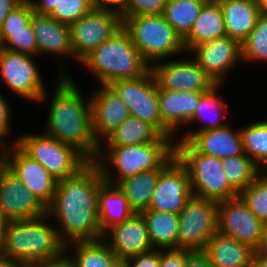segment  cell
<instances>
[{
	"instance_id": "cell-23",
	"label": "cell",
	"mask_w": 267,
	"mask_h": 267,
	"mask_svg": "<svg viewBox=\"0 0 267 267\" xmlns=\"http://www.w3.org/2000/svg\"><path fill=\"white\" fill-rule=\"evenodd\" d=\"M187 143L198 153L219 159L244 154L240 130L230 125L195 133Z\"/></svg>"
},
{
	"instance_id": "cell-30",
	"label": "cell",
	"mask_w": 267,
	"mask_h": 267,
	"mask_svg": "<svg viewBox=\"0 0 267 267\" xmlns=\"http://www.w3.org/2000/svg\"><path fill=\"white\" fill-rule=\"evenodd\" d=\"M163 136L154 126L134 116L126 120L109 133L99 146H126L149 142H160ZM106 143V144H105Z\"/></svg>"
},
{
	"instance_id": "cell-55",
	"label": "cell",
	"mask_w": 267,
	"mask_h": 267,
	"mask_svg": "<svg viewBox=\"0 0 267 267\" xmlns=\"http://www.w3.org/2000/svg\"><path fill=\"white\" fill-rule=\"evenodd\" d=\"M262 10V12H267V0H256Z\"/></svg>"
},
{
	"instance_id": "cell-32",
	"label": "cell",
	"mask_w": 267,
	"mask_h": 267,
	"mask_svg": "<svg viewBox=\"0 0 267 267\" xmlns=\"http://www.w3.org/2000/svg\"><path fill=\"white\" fill-rule=\"evenodd\" d=\"M70 249L75 251L74 254L70 253V256L76 267H110L117 258L102 238L70 243L66 245V251Z\"/></svg>"
},
{
	"instance_id": "cell-31",
	"label": "cell",
	"mask_w": 267,
	"mask_h": 267,
	"mask_svg": "<svg viewBox=\"0 0 267 267\" xmlns=\"http://www.w3.org/2000/svg\"><path fill=\"white\" fill-rule=\"evenodd\" d=\"M163 169L164 168H158L155 170L143 171L122 180L118 184L125 194L129 205L135 212L139 213L149 208L160 172Z\"/></svg>"
},
{
	"instance_id": "cell-43",
	"label": "cell",
	"mask_w": 267,
	"mask_h": 267,
	"mask_svg": "<svg viewBox=\"0 0 267 267\" xmlns=\"http://www.w3.org/2000/svg\"><path fill=\"white\" fill-rule=\"evenodd\" d=\"M11 107L0 93V148L9 145L6 142L7 135L11 132Z\"/></svg>"
},
{
	"instance_id": "cell-27",
	"label": "cell",
	"mask_w": 267,
	"mask_h": 267,
	"mask_svg": "<svg viewBox=\"0 0 267 267\" xmlns=\"http://www.w3.org/2000/svg\"><path fill=\"white\" fill-rule=\"evenodd\" d=\"M121 188L103 180L98 191V215L102 235L135 214Z\"/></svg>"
},
{
	"instance_id": "cell-47",
	"label": "cell",
	"mask_w": 267,
	"mask_h": 267,
	"mask_svg": "<svg viewBox=\"0 0 267 267\" xmlns=\"http://www.w3.org/2000/svg\"><path fill=\"white\" fill-rule=\"evenodd\" d=\"M30 5L33 6V9L35 12L40 14H49L54 6H55V0H27Z\"/></svg>"
},
{
	"instance_id": "cell-40",
	"label": "cell",
	"mask_w": 267,
	"mask_h": 267,
	"mask_svg": "<svg viewBox=\"0 0 267 267\" xmlns=\"http://www.w3.org/2000/svg\"><path fill=\"white\" fill-rule=\"evenodd\" d=\"M1 47L13 52L38 56L37 38L31 23L26 26V30L10 32V38Z\"/></svg>"
},
{
	"instance_id": "cell-36",
	"label": "cell",
	"mask_w": 267,
	"mask_h": 267,
	"mask_svg": "<svg viewBox=\"0 0 267 267\" xmlns=\"http://www.w3.org/2000/svg\"><path fill=\"white\" fill-rule=\"evenodd\" d=\"M244 63L267 62V12H263L251 33L242 43Z\"/></svg>"
},
{
	"instance_id": "cell-4",
	"label": "cell",
	"mask_w": 267,
	"mask_h": 267,
	"mask_svg": "<svg viewBox=\"0 0 267 267\" xmlns=\"http://www.w3.org/2000/svg\"><path fill=\"white\" fill-rule=\"evenodd\" d=\"M174 138L172 141V138L165 136L160 142L99 146V154L94 162L99 166L105 181L118 185L122 180L143 171L165 168L176 157ZM110 164L117 174L110 171Z\"/></svg>"
},
{
	"instance_id": "cell-41",
	"label": "cell",
	"mask_w": 267,
	"mask_h": 267,
	"mask_svg": "<svg viewBox=\"0 0 267 267\" xmlns=\"http://www.w3.org/2000/svg\"><path fill=\"white\" fill-rule=\"evenodd\" d=\"M167 0H127L120 11L122 21L127 17L163 14Z\"/></svg>"
},
{
	"instance_id": "cell-2",
	"label": "cell",
	"mask_w": 267,
	"mask_h": 267,
	"mask_svg": "<svg viewBox=\"0 0 267 267\" xmlns=\"http://www.w3.org/2000/svg\"><path fill=\"white\" fill-rule=\"evenodd\" d=\"M62 68H59L61 72H58L43 133L73 146L89 161H95L100 147L92 129L90 96L84 100L86 98H83L77 83Z\"/></svg>"
},
{
	"instance_id": "cell-42",
	"label": "cell",
	"mask_w": 267,
	"mask_h": 267,
	"mask_svg": "<svg viewBox=\"0 0 267 267\" xmlns=\"http://www.w3.org/2000/svg\"><path fill=\"white\" fill-rule=\"evenodd\" d=\"M186 259V249H160V267H185Z\"/></svg>"
},
{
	"instance_id": "cell-21",
	"label": "cell",
	"mask_w": 267,
	"mask_h": 267,
	"mask_svg": "<svg viewBox=\"0 0 267 267\" xmlns=\"http://www.w3.org/2000/svg\"><path fill=\"white\" fill-rule=\"evenodd\" d=\"M203 92L169 91L158 87L162 135L172 138L177 130L193 118ZM175 132V133H174Z\"/></svg>"
},
{
	"instance_id": "cell-24",
	"label": "cell",
	"mask_w": 267,
	"mask_h": 267,
	"mask_svg": "<svg viewBox=\"0 0 267 267\" xmlns=\"http://www.w3.org/2000/svg\"><path fill=\"white\" fill-rule=\"evenodd\" d=\"M203 251L214 267H253L255 249L219 232L208 240Z\"/></svg>"
},
{
	"instance_id": "cell-1",
	"label": "cell",
	"mask_w": 267,
	"mask_h": 267,
	"mask_svg": "<svg viewBox=\"0 0 267 267\" xmlns=\"http://www.w3.org/2000/svg\"><path fill=\"white\" fill-rule=\"evenodd\" d=\"M103 180L99 166L90 161L77 174L57 181L47 215L57 221L65 245L103 237L98 215V191Z\"/></svg>"
},
{
	"instance_id": "cell-19",
	"label": "cell",
	"mask_w": 267,
	"mask_h": 267,
	"mask_svg": "<svg viewBox=\"0 0 267 267\" xmlns=\"http://www.w3.org/2000/svg\"><path fill=\"white\" fill-rule=\"evenodd\" d=\"M102 239L117 258L128 259L154 249L145 220L137 212L126 221L109 228Z\"/></svg>"
},
{
	"instance_id": "cell-11",
	"label": "cell",
	"mask_w": 267,
	"mask_h": 267,
	"mask_svg": "<svg viewBox=\"0 0 267 267\" xmlns=\"http://www.w3.org/2000/svg\"><path fill=\"white\" fill-rule=\"evenodd\" d=\"M108 86L127 106L131 116L151 124L162 134L158 85L151 69L144 76L117 80Z\"/></svg>"
},
{
	"instance_id": "cell-52",
	"label": "cell",
	"mask_w": 267,
	"mask_h": 267,
	"mask_svg": "<svg viewBox=\"0 0 267 267\" xmlns=\"http://www.w3.org/2000/svg\"><path fill=\"white\" fill-rule=\"evenodd\" d=\"M110 267H130L128 259L116 258Z\"/></svg>"
},
{
	"instance_id": "cell-53",
	"label": "cell",
	"mask_w": 267,
	"mask_h": 267,
	"mask_svg": "<svg viewBox=\"0 0 267 267\" xmlns=\"http://www.w3.org/2000/svg\"><path fill=\"white\" fill-rule=\"evenodd\" d=\"M0 267H14L0 249Z\"/></svg>"
},
{
	"instance_id": "cell-5",
	"label": "cell",
	"mask_w": 267,
	"mask_h": 267,
	"mask_svg": "<svg viewBox=\"0 0 267 267\" xmlns=\"http://www.w3.org/2000/svg\"><path fill=\"white\" fill-rule=\"evenodd\" d=\"M80 64L98 79L100 85L135 79L151 69L123 27L85 56Z\"/></svg>"
},
{
	"instance_id": "cell-10",
	"label": "cell",
	"mask_w": 267,
	"mask_h": 267,
	"mask_svg": "<svg viewBox=\"0 0 267 267\" xmlns=\"http://www.w3.org/2000/svg\"><path fill=\"white\" fill-rule=\"evenodd\" d=\"M0 76L2 83L23 99L46 101L47 90L33 55L0 47Z\"/></svg>"
},
{
	"instance_id": "cell-38",
	"label": "cell",
	"mask_w": 267,
	"mask_h": 267,
	"mask_svg": "<svg viewBox=\"0 0 267 267\" xmlns=\"http://www.w3.org/2000/svg\"><path fill=\"white\" fill-rule=\"evenodd\" d=\"M53 10L48 14L58 22L71 26L92 8L91 0H55Z\"/></svg>"
},
{
	"instance_id": "cell-22",
	"label": "cell",
	"mask_w": 267,
	"mask_h": 267,
	"mask_svg": "<svg viewBox=\"0 0 267 267\" xmlns=\"http://www.w3.org/2000/svg\"><path fill=\"white\" fill-rule=\"evenodd\" d=\"M37 38L38 55L53 54L59 58L75 59L71 44V28L48 14L33 13L30 21Z\"/></svg>"
},
{
	"instance_id": "cell-48",
	"label": "cell",
	"mask_w": 267,
	"mask_h": 267,
	"mask_svg": "<svg viewBox=\"0 0 267 267\" xmlns=\"http://www.w3.org/2000/svg\"><path fill=\"white\" fill-rule=\"evenodd\" d=\"M94 8H107L121 11L127 0H91Z\"/></svg>"
},
{
	"instance_id": "cell-34",
	"label": "cell",
	"mask_w": 267,
	"mask_h": 267,
	"mask_svg": "<svg viewBox=\"0 0 267 267\" xmlns=\"http://www.w3.org/2000/svg\"><path fill=\"white\" fill-rule=\"evenodd\" d=\"M223 171L230 185L240 193L261 173V169L245 153L221 160Z\"/></svg>"
},
{
	"instance_id": "cell-33",
	"label": "cell",
	"mask_w": 267,
	"mask_h": 267,
	"mask_svg": "<svg viewBox=\"0 0 267 267\" xmlns=\"http://www.w3.org/2000/svg\"><path fill=\"white\" fill-rule=\"evenodd\" d=\"M207 0H167L164 19L183 39L191 30Z\"/></svg>"
},
{
	"instance_id": "cell-17",
	"label": "cell",
	"mask_w": 267,
	"mask_h": 267,
	"mask_svg": "<svg viewBox=\"0 0 267 267\" xmlns=\"http://www.w3.org/2000/svg\"><path fill=\"white\" fill-rule=\"evenodd\" d=\"M263 222L237 196L218 202V232L250 245L260 244Z\"/></svg>"
},
{
	"instance_id": "cell-35",
	"label": "cell",
	"mask_w": 267,
	"mask_h": 267,
	"mask_svg": "<svg viewBox=\"0 0 267 267\" xmlns=\"http://www.w3.org/2000/svg\"><path fill=\"white\" fill-rule=\"evenodd\" d=\"M244 153L260 168L267 161V120L240 128Z\"/></svg>"
},
{
	"instance_id": "cell-15",
	"label": "cell",
	"mask_w": 267,
	"mask_h": 267,
	"mask_svg": "<svg viewBox=\"0 0 267 267\" xmlns=\"http://www.w3.org/2000/svg\"><path fill=\"white\" fill-rule=\"evenodd\" d=\"M160 89L174 92H207L216 84L192 58L161 60L151 66Z\"/></svg>"
},
{
	"instance_id": "cell-44",
	"label": "cell",
	"mask_w": 267,
	"mask_h": 267,
	"mask_svg": "<svg viewBox=\"0 0 267 267\" xmlns=\"http://www.w3.org/2000/svg\"><path fill=\"white\" fill-rule=\"evenodd\" d=\"M130 267H160V249L128 258Z\"/></svg>"
},
{
	"instance_id": "cell-13",
	"label": "cell",
	"mask_w": 267,
	"mask_h": 267,
	"mask_svg": "<svg viewBox=\"0 0 267 267\" xmlns=\"http://www.w3.org/2000/svg\"><path fill=\"white\" fill-rule=\"evenodd\" d=\"M0 161L47 207L53 200L57 180L38 161L16 144L0 148Z\"/></svg>"
},
{
	"instance_id": "cell-6",
	"label": "cell",
	"mask_w": 267,
	"mask_h": 267,
	"mask_svg": "<svg viewBox=\"0 0 267 267\" xmlns=\"http://www.w3.org/2000/svg\"><path fill=\"white\" fill-rule=\"evenodd\" d=\"M123 28L150 66L185 51L183 39L162 14L127 17Z\"/></svg>"
},
{
	"instance_id": "cell-50",
	"label": "cell",
	"mask_w": 267,
	"mask_h": 267,
	"mask_svg": "<svg viewBox=\"0 0 267 267\" xmlns=\"http://www.w3.org/2000/svg\"><path fill=\"white\" fill-rule=\"evenodd\" d=\"M254 255L267 256V221L263 222V231H262L260 244L255 249Z\"/></svg>"
},
{
	"instance_id": "cell-51",
	"label": "cell",
	"mask_w": 267,
	"mask_h": 267,
	"mask_svg": "<svg viewBox=\"0 0 267 267\" xmlns=\"http://www.w3.org/2000/svg\"><path fill=\"white\" fill-rule=\"evenodd\" d=\"M253 267H267V256L265 255H254Z\"/></svg>"
},
{
	"instance_id": "cell-9",
	"label": "cell",
	"mask_w": 267,
	"mask_h": 267,
	"mask_svg": "<svg viewBox=\"0 0 267 267\" xmlns=\"http://www.w3.org/2000/svg\"><path fill=\"white\" fill-rule=\"evenodd\" d=\"M179 215L178 249L204 250L218 233V202L194 195Z\"/></svg>"
},
{
	"instance_id": "cell-49",
	"label": "cell",
	"mask_w": 267,
	"mask_h": 267,
	"mask_svg": "<svg viewBox=\"0 0 267 267\" xmlns=\"http://www.w3.org/2000/svg\"><path fill=\"white\" fill-rule=\"evenodd\" d=\"M23 0H0V28L3 21L16 6H18Z\"/></svg>"
},
{
	"instance_id": "cell-14",
	"label": "cell",
	"mask_w": 267,
	"mask_h": 267,
	"mask_svg": "<svg viewBox=\"0 0 267 267\" xmlns=\"http://www.w3.org/2000/svg\"><path fill=\"white\" fill-rule=\"evenodd\" d=\"M0 212L6 221L31 220L47 207L0 161Z\"/></svg>"
},
{
	"instance_id": "cell-12",
	"label": "cell",
	"mask_w": 267,
	"mask_h": 267,
	"mask_svg": "<svg viewBox=\"0 0 267 267\" xmlns=\"http://www.w3.org/2000/svg\"><path fill=\"white\" fill-rule=\"evenodd\" d=\"M123 27L120 11L92 8L74 22L71 28V44L75 60L80 62L92 50L111 38Z\"/></svg>"
},
{
	"instance_id": "cell-3",
	"label": "cell",
	"mask_w": 267,
	"mask_h": 267,
	"mask_svg": "<svg viewBox=\"0 0 267 267\" xmlns=\"http://www.w3.org/2000/svg\"><path fill=\"white\" fill-rule=\"evenodd\" d=\"M49 221L47 214L31 220L6 221L0 249L14 267L57 258L66 251L57 227Z\"/></svg>"
},
{
	"instance_id": "cell-7",
	"label": "cell",
	"mask_w": 267,
	"mask_h": 267,
	"mask_svg": "<svg viewBox=\"0 0 267 267\" xmlns=\"http://www.w3.org/2000/svg\"><path fill=\"white\" fill-rule=\"evenodd\" d=\"M175 142V155L188 170L194 196L217 202L238 196L223 171L221 159L196 152L186 141Z\"/></svg>"
},
{
	"instance_id": "cell-45",
	"label": "cell",
	"mask_w": 267,
	"mask_h": 267,
	"mask_svg": "<svg viewBox=\"0 0 267 267\" xmlns=\"http://www.w3.org/2000/svg\"><path fill=\"white\" fill-rule=\"evenodd\" d=\"M27 267H76L71 256L65 251L57 258L48 259L45 261H39L28 265Z\"/></svg>"
},
{
	"instance_id": "cell-56",
	"label": "cell",
	"mask_w": 267,
	"mask_h": 267,
	"mask_svg": "<svg viewBox=\"0 0 267 267\" xmlns=\"http://www.w3.org/2000/svg\"><path fill=\"white\" fill-rule=\"evenodd\" d=\"M262 168H264V169H262L263 171H261L262 173V175L264 176V177H266L267 178V161L262 165ZM264 172V173H263Z\"/></svg>"
},
{
	"instance_id": "cell-39",
	"label": "cell",
	"mask_w": 267,
	"mask_h": 267,
	"mask_svg": "<svg viewBox=\"0 0 267 267\" xmlns=\"http://www.w3.org/2000/svg\"><path fill=\"white\" fill-rule=\"evenodd\" d=\"M34 12L33 6L27 0H23L8 13L0 28V47L10 38V32L26 30Z\"/></svg>"
},
{
	"instance_id": "cell-25",
	"label": "cell",
	"mask_w": 267,
	"mask_h": 267,
	"mask_svg": "<svg viewBox=\"0 0 267 267\" xmlns=\"http://www.w3.org/2000/svg\"><path fill=\"white\" fill-rule=\"evenodd\" d=\"M226 34L241 43L248 37L263 13L256 0H219Z\"/></svg>"
},
{
	"instance_id": "cell-28",
	"label": "cell",
	"mask_w": 267,
	"mask_h": 267,
	"mask_svg": "<svg viewBox=\"0 0 267 267\" xmlns=\"http://www.w3.org/2000/svg\"><path fill=\"white\" fill-rule=\"evenodd\" d=\"M221 87H223L222 84H216L209 91L203 92L200 95V100L198 106L196 107L195 114L188 124L191 125L194 121L197 122V119H200L205 123H202L203 125H200L198 130H193L191 133L189 130V132L184 134V136L182 135V138L179 139V141L187 142L197 132L221 128L228 125L224 122L225 112L227 113L228 111L227 103H225V100H223L221 95L218 94Z\"/></svg>"
},
{
	"instance_id": "cell-29",
	"label": "cell",
	"mask_w": 267,
	"mask_h": 267,
	"mask_svg": "<svg viewBox=\"0 0 267 267\" xmlns=\"http://www.w3.org/2000/svg\"><path fill=\"white\" fill-rule=\"evenodd\" d=\"M139 213L145 220L153 248H178V214L159 212L152 209H144Z\"/></svg>"
},
{
	"instance_id": "cell-46",
	"label": "cell",
	"mask_w": 267,
	"mask_h": 267,
	"mask_svg": "<svg viewBox=\"0 0 267 267\" xmlns=\"http://www.w3.org/2000/svg\"><path fill=\"white\" fill-rule=\"evenodd\" d=\"M185 267H214V265L203 250H187Z\"/></svg>"
},
{
	"instance_id": "cell-54",
	"label": "cell",
	"mask_w": 267,
	"mask_h": 267,
	"mask_svg": "<svg viewBox=\"0 0 267 267\" xmlns=\"http://www.w3.org/2000/svg\"><path fill=\"white\" fill-rule=\"evenodd\" d=\"M6 220L3 218L1 212H0V242L3 236L4 226H5Z\"/></svg>"
},
{
	"instance_id": "cell-16",
	"label": "cell",
	"mask_w": 267,
	"mask_h": 267,
	"mask_svg": "<svg viewBox=\"0 0 267 267\" xmlns=\"http://www.w3.org/2000/svg\"><path fill=\"white\" fill-rule=\"evenodd\" d=\"M192 195L188 170L175 157L160 172L148 209L179 214Z\"/></svg>"
},
{
	"instance_id": "cell-20",
	"label": "cell",
	"mask_w": 267,
	"mask_h": 267,
	"mask_svg": "<svg viewBox=\"0 0 267 267\" xmlns=\"http://www.w3.org/2000/svg\"><path fill=\"white\" fill-rule=\"evenodd\" d=\"M92 129L95 139L102 140L130 116L127 106L108 85H101L90 94Z\"/></svg>"
},
{
	"instance_id": "cell-18",
	"label": "cell",
	"mask_w": 267,
	"mask_h": 267,
	"mask_svg": "<svg viewBox=\"0 0 267 267\" xmlns=\"http://www.w3.org/2000/svg\"><path fill=\"white\" fill-rule=\"evenodd\" d=\"M192 57L215 84L225 82L227 73L242 62V43L225 36L203 42L191 50Z\"/></svg>"
},
{
	"instance_id": "cell-26",
	"label": "cell",
	"mask_w": 267,
	"mask_h": 267,
	"mask_svg": "<svg viewBox=\"0 0 267 267\" xmlns=\"http://www.w3.org/2000/svg\"><path fill=\"white\" fill-rule=\"evenodd\" d=\"M227 36L219 0H207L189 33L183 38L185 52L203 43Z\"/></svg>"
},
{
	"instance_id": "cell-37",
	"label": "cell",
	"mask_w": 267,
	"mask_h": 267,
	"mask_svg": "<svg viewBox=\"0 0 267 267\" xmlns=\"http://www.w3.org/2000/svg\"><path fill=\"white\" fill-rule=\"evenodd\" d=\"M238 196L262 221H267V178L261 173Z\"/></svg>"
},
{
	"instance_id": "cell-8",
	"label": "cell",
	"mask_w": 267,
	"mask_h": 267,
	"mask_svg": "<svg viewBox=\"0 0 267 267\" xmlns=\"http://www.w3.org/2000/svg\"><path fill=\"white\" fill-rule=\"evenodd\" d=\"M13 143L30 158L38 161L57 181L77 174L90 162L73 146L43 132L37 135L23 134L13 140Z\"/></svg>"
}]
</instances>
